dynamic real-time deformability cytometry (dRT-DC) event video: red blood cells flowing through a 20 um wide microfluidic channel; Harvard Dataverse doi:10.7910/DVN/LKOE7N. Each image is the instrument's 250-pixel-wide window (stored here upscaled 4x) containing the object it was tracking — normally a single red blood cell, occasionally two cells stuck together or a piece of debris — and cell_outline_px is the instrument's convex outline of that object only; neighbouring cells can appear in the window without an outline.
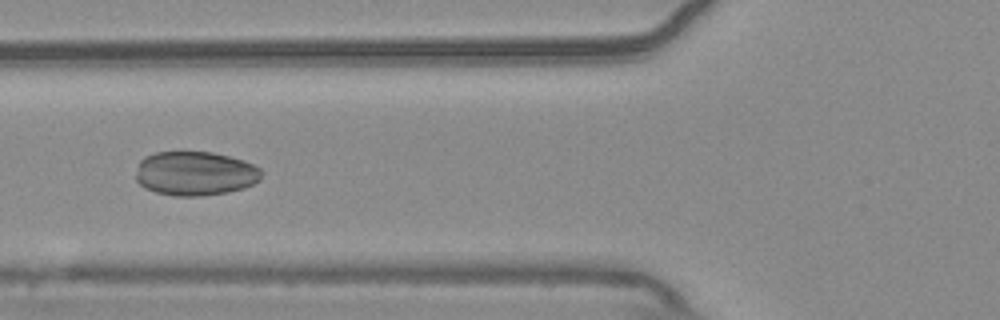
{"species": "common noctule bat (a hibernating species)", "species_latin": "Nyctalus noctula", "temperature_condition": "warm", "stored_images_in_passage": 53, "camera_frame_rate_fps": 3000, "um_per_image_px": 0.085, "animal": {"sex": "male", "body_mass_g": 20.4}, "frame": {"image": 1, "passage_image": 20, "time_ms": 6.333, "image_size_px": [1000, 320], "cell_outline_px": [[264, 172], [260, 180], [244, 188], [228, 192], [200, 196], [172, 196], [156, 192], [144, 188], [136, 180], [136, 172], [140, 160], [144, 156], [156, 152], [212, 152], [244, 160], [260, 168]], "centroid_in_image_um": [16.59, 14.75], "position_along_channel_um": 109.2, "area_um2": 32.6}}
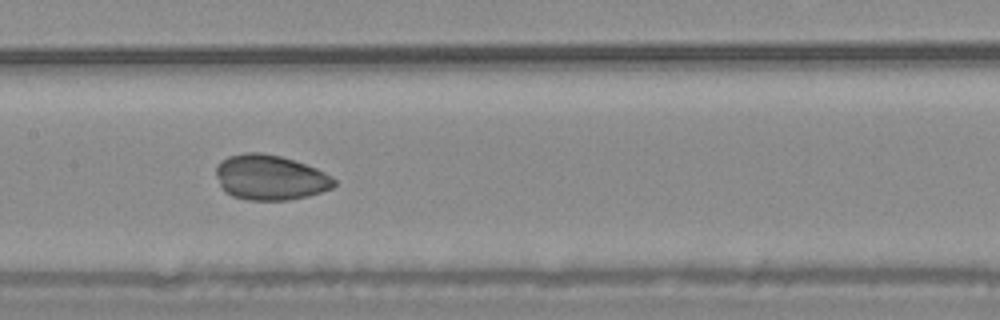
{"frame": {"image": 2, "passage_image": 26, "time_ms": 8.333, "image_size_px": [1000, 320], "cell_outline_px": [[336, 184], [332, 188], [308, 196], [288, 200], [248, 200], [232, 196], [224, 192], [220, 188], [216, 176], [216, 164], [228, 156], [244, 152], [260, 152], [280, 156], [316, 168], [332, 176], [336, 180]], "centroid_in_image_um": [22.93, 15.09], "position_along_channel_um": 184.5, "area_um2": 31.27}}
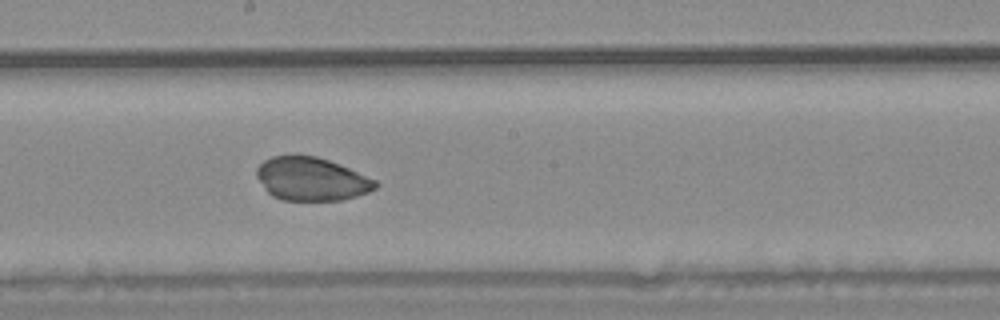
{"frame": {"image": 3, "passage_image": 29, "time_ms": 9.333, "image_size_px": [1000, 320], "cell_outline_px": [[380, 184], [376, 188], [368, 192], [356, 196], [340, 200], [284, 200], [272, 196], [264, 188], [256, 176], [256, 168], [264, 160], [272, 156], [316, 156], [328, 160], [348, 168], [376, 180]], "centroid_in_image_um": [26.46, 15.22], "position_along_channel_um": 221.7, "area_um2": 29.71}}